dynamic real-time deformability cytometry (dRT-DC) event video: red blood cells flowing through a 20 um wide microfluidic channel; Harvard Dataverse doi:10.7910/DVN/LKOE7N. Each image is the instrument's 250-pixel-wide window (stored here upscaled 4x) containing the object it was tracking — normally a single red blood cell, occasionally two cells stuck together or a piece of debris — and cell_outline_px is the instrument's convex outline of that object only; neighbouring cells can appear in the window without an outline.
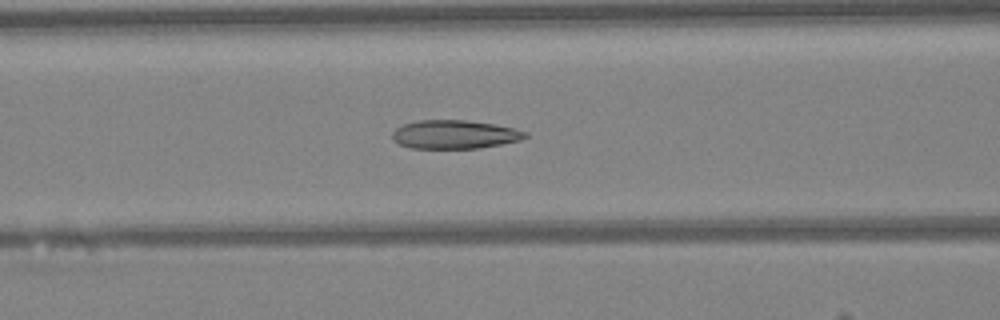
{"species": "Egyptian fruit bat (a non-hibernating species)", "species_latin": "Rousettus aegyptiacus", "temperature_condition": "warm", "stored_images_in_passage": 47, "camera_frame_rate_fps": 3000, "um_per_image_px": 0.085, "animal": {"sex": "female"}, "frame": {"image": 1, "passage_image": 19, "time_ms": 6.0, "image_size_px": [1000, 320], "cell_outline_px": [[528, 136], [520, 140], [480, 148], [412, 148], [400, 144], [392, 140], [392, 132], [396, 128], [404, 124], [420, 120], [464, 120], [492, 124], [512, 128], [528, 132]], "centroid_in_image_um": [38.62, 11.43], "position_along_channel_um": 128.0, "area_um2": 21.96}}
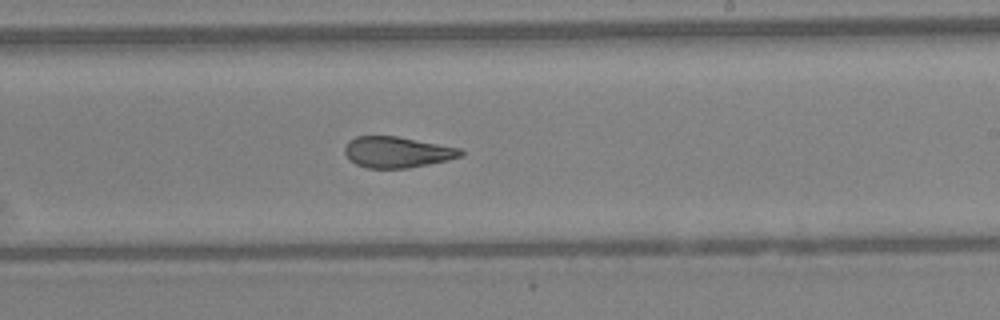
{"frame": {"image": 2, "passage_image": 28, "time_ms": 9.0, "image_size_px": [1000, 320], "cell_outline_px": [[464, 156], [448, 160], [408, 168], [368, 168], [356, 164], [344, 152], [344, 148], [348, 140], [356, 136], [396, 136], [460, 148], [464, 152]], "centroid_in_image_um": [33.77, 12.93], "position_along_channel_um": 255.2, "area_um2": 20.87}}
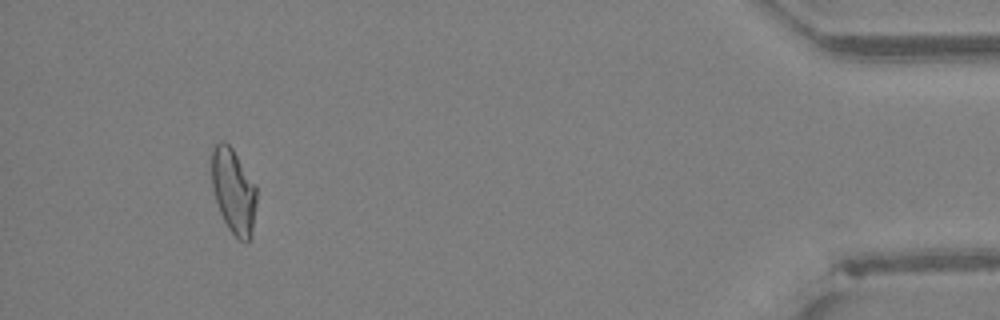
{"frame": {"image": 3, "passage_image": 44, "time_ms": 14.333, "image_size_px": [1000, 320], "cell_outline_px": [[256, 200], [252, 228], [248, 240], [244, 244], [228, 228], [220, 212], [212, 188], [212, 144], [220, 140], [224, 140], [232, 148], [256, 184]], "centroid_in_image_um": [19.83, 16.18], "position_along_channel_um": 415.4, "area_um2": 22.14}, "authors_computed_cell_mechanics": {"area_um2": 22.4264, "velocity_mm_per_s": 4.2591, "shape_relaxation_time_tau1_ms": null, "shape_relaxation_time_tau2_ms": 2.2984, "deformation_change_tau1": null, "deformation_change_tau2": 0.0894}}